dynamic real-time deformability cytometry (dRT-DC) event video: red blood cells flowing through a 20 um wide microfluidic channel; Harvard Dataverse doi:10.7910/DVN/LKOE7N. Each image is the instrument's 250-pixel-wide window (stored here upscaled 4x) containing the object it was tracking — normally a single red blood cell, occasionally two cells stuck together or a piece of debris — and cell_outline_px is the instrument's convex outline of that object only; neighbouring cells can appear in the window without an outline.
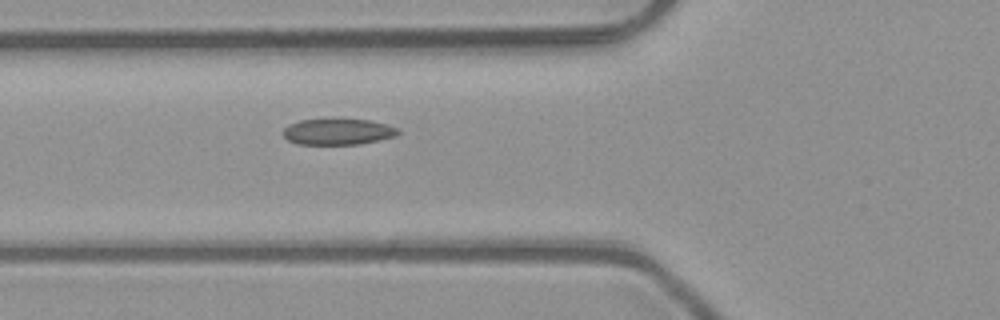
{"species": "common noctule bat (a hibernating species)", "species_latin": "Nyctalus noctula", "temperature_condition": "room temperature", "stored_images_in_passage": 4, "segment_of_instrument_passage": [1, 2], "camera_frame_rate_fps": 3000, "um_per_image_px": 0.085, "animal": {"sex": "male", "body_mass_g": 23.1, "forearm_length_mm": 52.7}, "frame": {"image": 1, "passage_image": 3, "time_ms": 0.667, "image_size_px": [1000, 320], "cell_outline_px": [[400, 132], [396, 136], [360, 144], [296, 144], [288, 140], [284, 136], [284, 128], [288, 124], [300, 120], [332, 116], [336, 116], [372, 120], [388, 124], [400, 128]], "centroid_in_image_um": [28.75, 11.13], "position_along_channel_um": 97.1, "area_um2": 18.5}}